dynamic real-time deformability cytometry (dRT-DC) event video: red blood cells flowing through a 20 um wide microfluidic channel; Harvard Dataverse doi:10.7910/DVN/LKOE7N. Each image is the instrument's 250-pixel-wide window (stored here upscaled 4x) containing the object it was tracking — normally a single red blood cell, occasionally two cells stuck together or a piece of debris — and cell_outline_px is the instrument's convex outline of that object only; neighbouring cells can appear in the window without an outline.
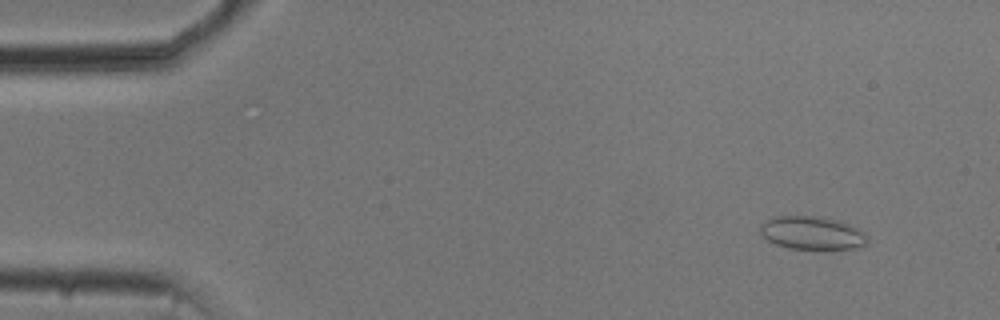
{"species": "common noctule bat (a hibernating species)", "species_latin": "Nyctalus noctula", "temperature_condition": "cold", "stored_images_in_passage": 54, "camera_frame_rate_fps": 3000, "um_per_image_px": 0.085, "animal": {"sex": "male", "body_mass_g": 20.5, "forearm_length_mm": 52.5}, "frame": {"image": 1, "passage_image": 5, "time_ms": 1.333, "image_size_px": [1000, 320], "cell_outline_px": [[868, 244], [860, 248], [788, 248], [776, 244], [768, 240], [760, 232], [760, 224], [772, 216], [824, 216], [840, 220], [860, 228], [868, 236]], "centroid_in_image_um": [69.08, 19.77], "position_along_channel_um": 15.9, "area_um2": 20.98}}
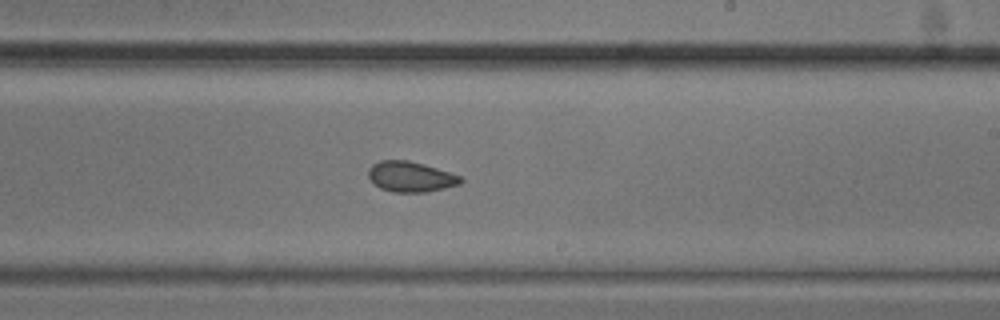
{"frame": {"image": 2, "passage_image": 32, "time_ms": 10.333, "image_size_px": [1000, 320], "cell_outline_px": [[464, 180], [460, 184], [428, 192], [392, 192], [380, 188], [368, 176], [368, 168], [372, 164], [380, 160], [408, 160], [424, 164], [460, 176]], "centroid_in_image_um": [34.89, 15.02], "position_along_channel_um": 254.1, "area_um2": 16.3}}
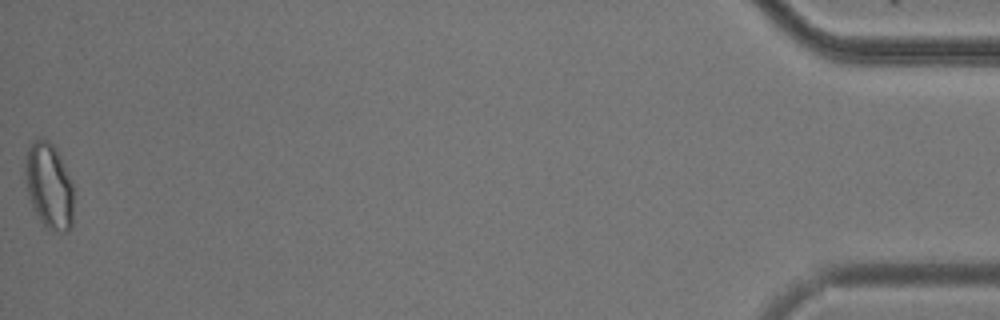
{"frame": {"image": 3, "passage_image": 54, "time_ms": 17.667, "image_size_px": [1000, 320], "cell_outline_px": [[72, 228], [68, 232], [56, 232], [48, 228], [40, 220], [32, 208], [28, 192], [24, 172], [24, 168], [28, 148], [36, 136], [40, 136], [48, 140], [56, 148], [72, 180]], "centroid_in_image_um": [4.16, 15.77], "position_along_channel_um": 431.0, "area_um2": 24.45}, "authors_computed_cell_mechanics": {"area_um2": 17.4845, "velocity_mm_per_s": 3.742, "shape_relaxation_time_tau1_ms": null, "shape_relaxation_time_tau2_ms": 3.099, "deformation_change_tau1": null, "deformation_change_tau2": 0.0768}}